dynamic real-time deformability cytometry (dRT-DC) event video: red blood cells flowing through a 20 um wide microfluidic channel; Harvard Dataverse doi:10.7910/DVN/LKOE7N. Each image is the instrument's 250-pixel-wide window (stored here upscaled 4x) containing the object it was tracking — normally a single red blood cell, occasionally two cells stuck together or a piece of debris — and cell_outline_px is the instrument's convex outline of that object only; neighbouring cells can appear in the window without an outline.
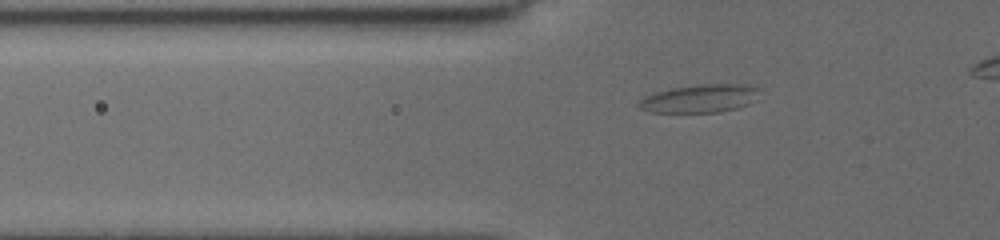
{"species": "common noctule bat (a hibernating species)", "species_latin": "Nyctalus noctula", "temperature_condition": "cold", "stored_images_in_passage": 4, "camera_frame_rate_fps": 3000, "um_per_image_px": 0.085, "animal": {"sex": "female", "body_mass_g": 19.5, "forearm_length_mm": 54.1}, "frame": {"image": 1, "passage_image": 4, "time_ms": 3.333, "image_size_px": [1000, 240], "cell_outline_px": [[760, 88], [748, 104], [736, 108], [720, 112], [652, 112], [640, 108], [636, 104], [644, 96], [652, 92], [668, 88], [700, 84], [744, 84]], "centroid_in_image_um": [59.4, 8.36], "position_along_channel_um": 66.4, "area_um2": 19.71}}